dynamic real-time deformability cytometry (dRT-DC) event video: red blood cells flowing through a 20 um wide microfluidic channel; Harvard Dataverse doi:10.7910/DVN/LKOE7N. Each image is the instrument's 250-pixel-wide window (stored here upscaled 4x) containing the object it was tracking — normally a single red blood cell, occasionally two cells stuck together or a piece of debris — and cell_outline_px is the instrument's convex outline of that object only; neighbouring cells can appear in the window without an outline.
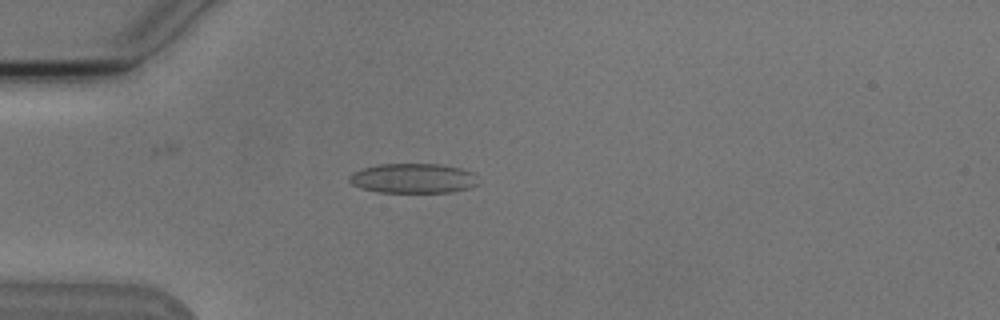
{"species": "Egyptian fruit bat (a non-hibernating species)", "species_latin": "Rousettus aegyptiacus", "temperature_condition": "cold", "stored_images_in_passage": 2, "camera_frame_rate_fps": 3000, "um_per_image_px": 0.085, "animal": {"sex": "male"}, "frame": {"image": 1, "passage_image": 1, "time_ms": 0.0, "image_size_px": [1000, 320], "cell_outline_px": [[480, 184], [468, 188], [452, 192], [376, 192], [360, 188], [352, 184], [348, 180], [348, 176], [352, 172], [360, 168], [376, 164], [440, 164], [460, 168], [476, 172]], "centroid_in_image_um": [35.12, 15.15], "position_along_channel_um": 49.9, "area_um2": 22.83}}